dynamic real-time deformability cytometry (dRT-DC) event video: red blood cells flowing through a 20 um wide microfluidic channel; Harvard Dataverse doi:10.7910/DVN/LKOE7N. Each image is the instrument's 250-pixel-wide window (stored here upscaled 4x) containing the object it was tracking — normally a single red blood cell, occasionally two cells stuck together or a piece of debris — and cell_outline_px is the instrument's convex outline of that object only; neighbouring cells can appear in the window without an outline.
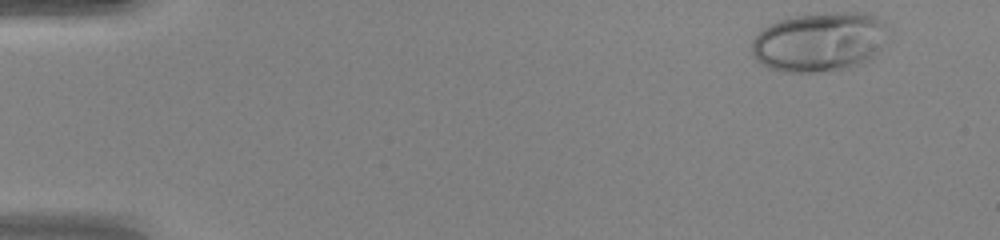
{"species": "human", "species_latin": "Homo sapiens", "temperature_condition": "warm", "stored_images_in_passage": 46, "camera_frame_rate_fps": 3000, "um_per_image_px": 0.085, "donor": {"sex": "female"}, "frame": {"image": 1, "passage_image": 1, "time_ms": 0.0, "image_size_px": [1000, 240], "cell_outline_px": [[892, 28], [868, 60], [852, 68], [824, 72], [784, 72], [768, 68], [760, 64], [752, 56], [752, 40], [764, 28], [780, 20], [792, 16], [832, 12], [868, 12], [880, 16]], "centroid_in_image_um": [69.69, 3.55], "position_along_channel_um": 15.3, "area_um2": 47.8}}
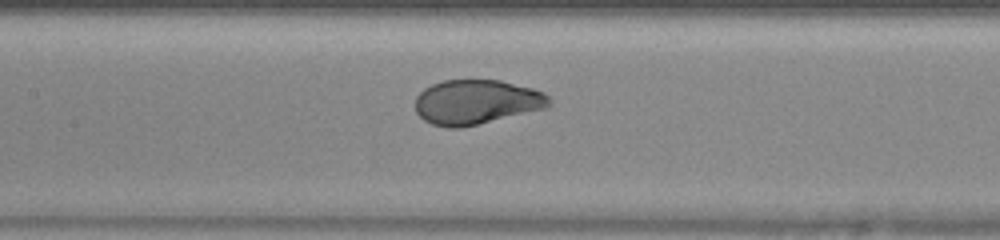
{"frame": {"image": 2, "passage_image": 21, "time_ms": 6.667, "image_size_px": [1000, 240], "cell_outline_px": [[552, 104], [548, 108], [460, 128], [448, 128], [432, 124], [424, 120], [416, 112], [416, 96], [424, 88], [432, 84], [444, 80], [500, 80], [532, 88], [544, 92], [552, 100]], "centroid_in_image_um": [40.52, 8.67], "position_along_channel_um": 166.9, "area_um2": 34.97}}
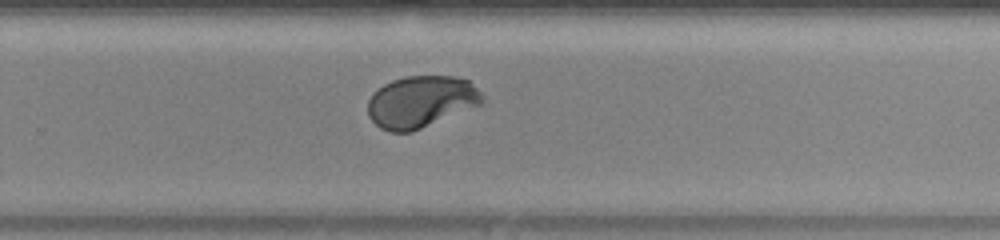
{"frame": {"image": 3, "passage_image": 30, "time_ms": 9.667, "image_size_px": [1000, 240], "cell_outline_px": [[484, 104], [412, 132], [392, 132], [380, 128], [368, 116], [368, 100], [372, 92], [384, 84], [392, 80], [408, 76], [452, 76], [468, 80], [484, 96]], "centroid_in_image_um": [35.79, 8.65], "position_along_channel_um": 294.0, "area_um2": 34.8}, "authors_computed_cell_mechanics": {"area_um2": 35.9805, "velocity_mm_per_s": 4.249, "shape_relaxation_time_tau1_ms": 3.0969, "shape_relaxation_time_tau2_ms": null, "deformation_change_tau1": 0.1941, "deformation_change_tau2": null}}